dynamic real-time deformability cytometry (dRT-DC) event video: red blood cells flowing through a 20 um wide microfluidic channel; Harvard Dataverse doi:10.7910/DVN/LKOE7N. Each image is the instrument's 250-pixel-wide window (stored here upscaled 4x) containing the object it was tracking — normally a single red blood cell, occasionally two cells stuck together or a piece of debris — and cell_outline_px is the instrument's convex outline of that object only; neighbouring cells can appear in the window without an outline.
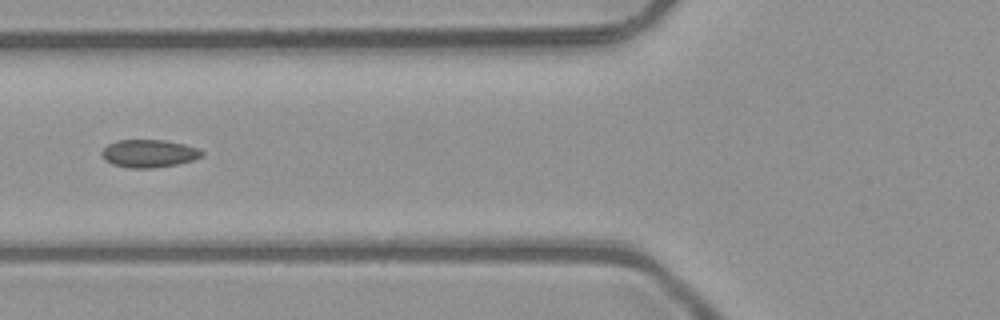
{"species": "common noctule bat (a hibernating species)", "species_latin": "Nyctalus noctula", "temperature_condition": "room temperature", "stored_images_in_passage": 8, "camera_frame_rate_fps": 3000, "um_per_image_px": 0.085, "animal": {"sex": "male", "body_mass_g": 23.1, "forearm_length_mm": 52.7}, "frame": {"image": 1, "passage_image": 7, "time_ms": 2.0, "image_size_px": [1000, 320], "cell_outline_px": [[204, 156], [192, 160], [176, 164], [152, 168], [128, 168], [112, 164], [104, 160], [100, 152], [108, 144], [116, 140], [164, 140], [184, 144], [196, 148], [204, 152]], "centroid_in_image_um": [12.63, 13.04], "position_along_channel_um": 113.2, "area_um2": 16.24}}
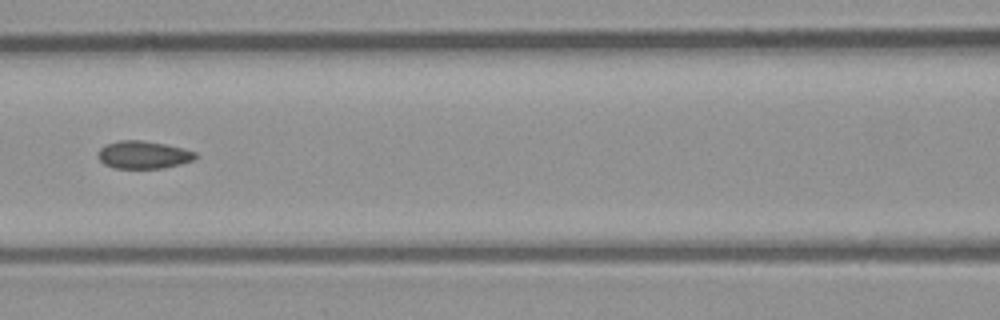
{"frame": {"image": 2, "passage_image": 8, "time_ms": 2.333, "image_size_px": [1000, 320], "cell_outline_px": [[196, 156], [192, 160], [180, 164], [164, 168], [112, 168], [104, 164], [96, 156], [96, 152], [104, 144], [120, 140], [140, 140], [164, 144], [184, 148], [196, 152]], "centroid_in_image_um": [12.13, 13.15], "position_along_channel_um": 154.5, "area_um2": 15.84}}